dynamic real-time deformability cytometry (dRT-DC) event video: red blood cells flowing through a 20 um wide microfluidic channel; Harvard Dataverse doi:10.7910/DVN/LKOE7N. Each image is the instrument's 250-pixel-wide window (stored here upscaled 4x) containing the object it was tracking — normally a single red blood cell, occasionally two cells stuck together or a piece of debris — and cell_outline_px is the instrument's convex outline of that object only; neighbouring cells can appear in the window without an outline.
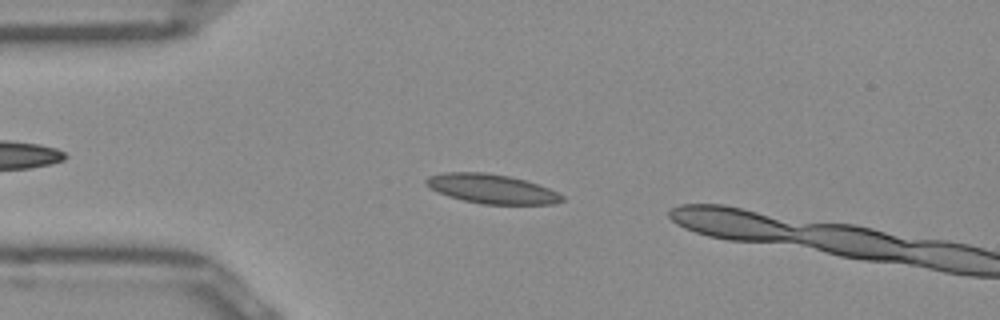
{"species": "Egyptian fruit bat (a non-hibernating species)", "species_latin": "Rousettus aegyptiacus", "temperature_condition": "room temperature", "stored_images_in_passage": 47, "camera_frame_rate_fps": 3000, "um_per_image_px": 0.085, "frame": {"image": 1, "passage_image": 7, "time_ms": 2.0, "image_size_px": [1000, 320], "cell_outline_px": [[564, 200], [552, 204], [480, 204], [448, 196], [432, 188], [424, 180], [428, 176], [444, 172], [484, 172], [508, 176], [524, 180], [548, 188], [564, 196]], "centroid_in_image_um": [41.79, 16.05], "position_along_channel_um": 43.2, "area_um2": 22.89}}
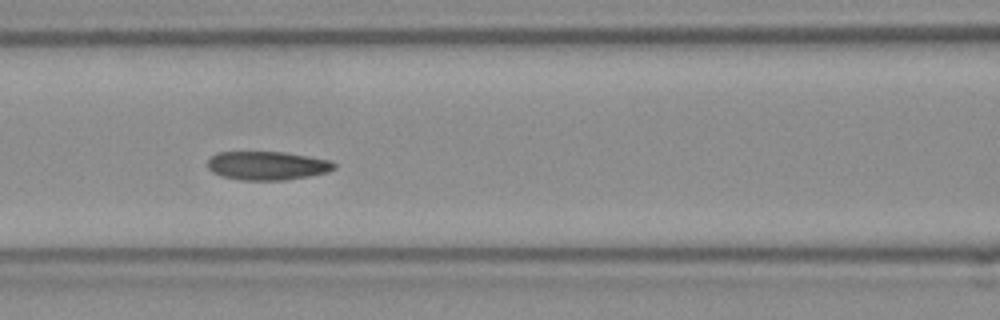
{"frame": {"image": 2, "passage_image": 16, "time_ms": 5.0, "image_size_px": [1000, 320], "cell_outline_px": [[336, 168], [328, 172], [308, 176], [284, 180], [240, 180], [220, 176], [212, 172], [208, 168], [208, 160], [216, 152], [284, 152], [332, 160], [336, 164]], "centroid_in_image_um": [22.72, 14.08], "position_along_channel_um": 143.9, "area_um2": 21.27}}
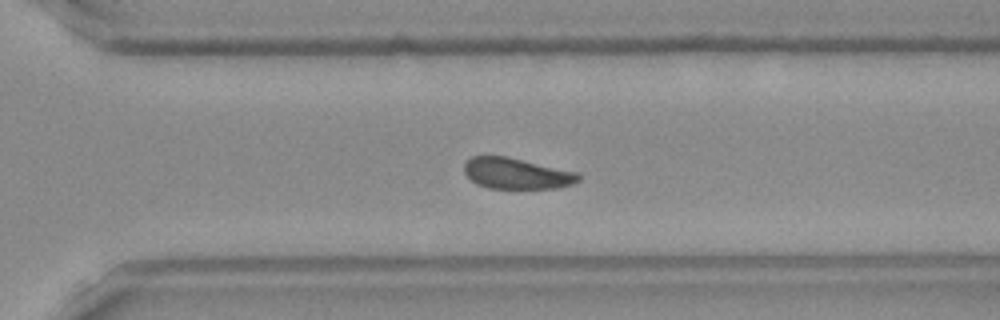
{"frame": {"image": 3, "passage_image": 30, "time_ms": 9.667, "image_size_px": [1000, 320], "cell_outline_px": [[580, 180], [572, 184], [556, 188], [488, 188], [476, 184], [464, 172], [464, 164], [472, 156], [504, 156], [576, 172], [580, 176]], "centroid_in_image_um": [43.88, 14.75], "position_along_channel_um": 326.7, "area_um2": 20.29}, "authors_computed_cell_mechanics": {"area_um2": 21.5016, "velocity_mm_per_s": 3.9299, "shape_relaxation_time_tau1_ms": null, "shape_relaxation_time_tau2_ms": 2.7513, "deformation_change_tau1": null, "deformation_change_tau2": 0.082}}